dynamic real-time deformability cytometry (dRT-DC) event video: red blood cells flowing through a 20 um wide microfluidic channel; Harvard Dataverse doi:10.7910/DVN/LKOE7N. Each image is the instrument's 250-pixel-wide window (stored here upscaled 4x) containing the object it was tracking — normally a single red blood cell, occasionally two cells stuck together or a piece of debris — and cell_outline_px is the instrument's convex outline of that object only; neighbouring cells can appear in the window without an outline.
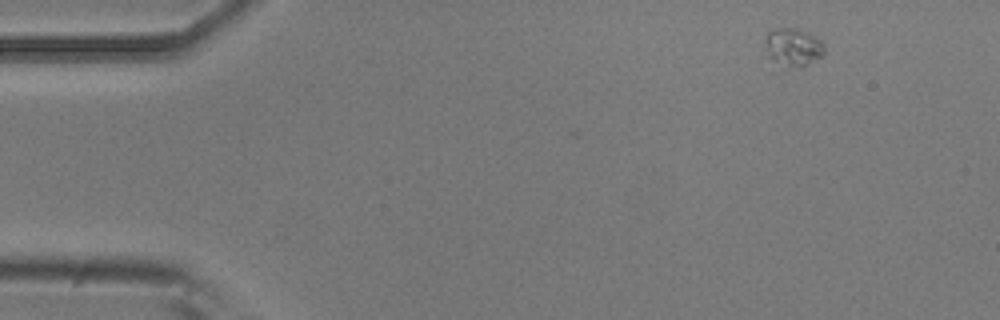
{"species": "common noctule bat (a hibernating species)", "species_latin": "Nyctalus noctula", "temperature_condition": "room temperature", "stored_images_in_passage": 4, "camera_frame_rate_fps": 3000, "um_per_image_px": 0.085, "animal": {"sex": "male", "body_mass_g": 20.5, "forearm_length_mm": 52.5}, "frame": {"image": 1, "passage_image": 1, "time_ms": 0.0, "image_size_px": [1000, 320], "cell_outline_px": [[824, 52], [820, 56], [808, 64], [772, 72], [764, 40], [768, 32], [780, 28], [796, 28], [808, 32], [820, 40], [824, 44]], "centroid_in_image_um": [67.3, 4.1], "position_along_channel_um": 17.7, "area_um2": 13.87}}
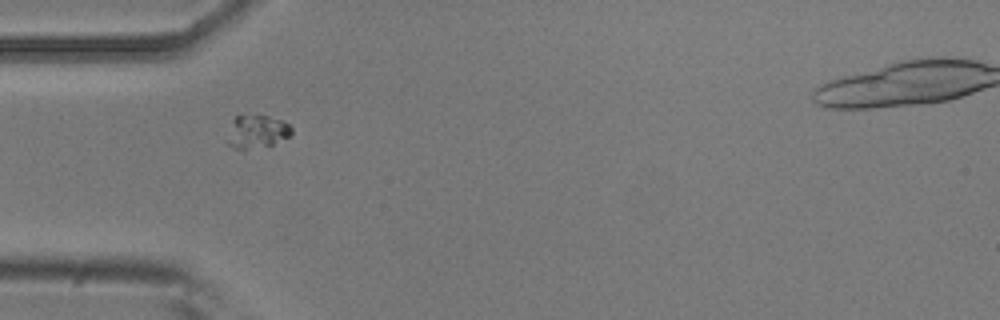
{"frame": {"image": 2, "passage_image": 4, "time_ms": 1.0, "image_size_px": [1000, 320], "cell_outline_px": [[292, 136], [272, 144], [248, 148], [232, 148], [228, 144], [228, 140], [232, 120], [236, 116], [268, 116], [280, 120], [288, 124], [292, 128]], "centroid_in_image_um": [21.87, 11.18], "position_along_channel_um": 63.1, "area_um2": 11.96}}